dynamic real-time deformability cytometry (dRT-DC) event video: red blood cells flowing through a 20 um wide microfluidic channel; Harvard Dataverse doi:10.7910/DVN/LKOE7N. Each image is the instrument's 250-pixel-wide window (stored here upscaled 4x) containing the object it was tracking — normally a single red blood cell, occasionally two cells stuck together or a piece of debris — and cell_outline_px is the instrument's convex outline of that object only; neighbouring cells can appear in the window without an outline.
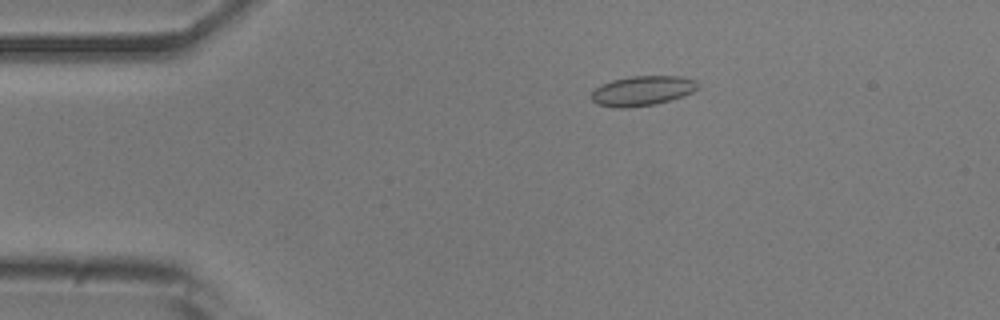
{"species": "common noctule bat (a hibernating species)", "species_latin": "Nyctalus noctula", "temperature_condition": "room temperature", "stored_images_in_passage": 48, "camera_frame_rate_fps": 3000, "um_per_image_px": 0.085, "animal": {"sex": "male", "body_mass_g": 20.5, "forearm_length_mm": 52.5}, "frame": {"image": 1, "passage_image": 5, "time_ms": 1.333, "image_size_px": [1000, 320], "cell_outline_px": [[700, 88], [684, 96], [672, 100], [656, 104], [628, 108], [612, 108], [596, 104], [592, 100], [592, 92], [600, 84], [612, 80], [632, 76], [684, 76], [696, 80], [700, 84]], "centroid_in_image_um": [54.63, 7.72], "position_along_channel_um": 30.4, "area_um2": 18.9}}
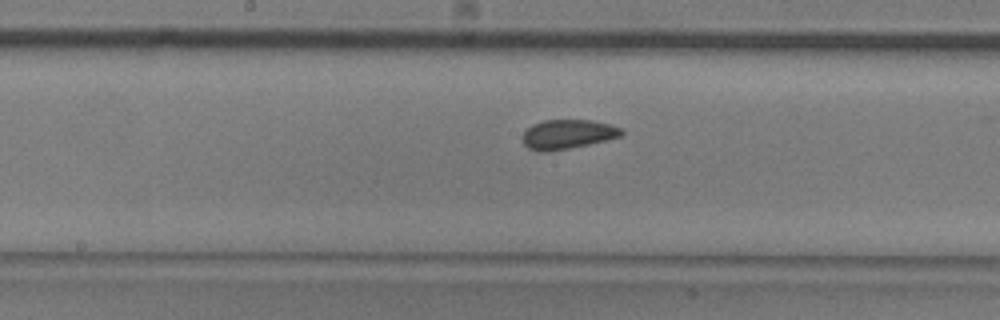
{"frame": {"image": 2, "passage_image": 22, "time_ms": 7.0, "image_size_px": [1000, 320], "cell_outline_px": [[624, 136], [608, 140], [548, 152], [536, 152], [528, 148], [520, 140], [520, 136], [532, 124], [544, 120], [592, 120], [624, 128]], "centroid_in_image_um": [48.24, 11.42], "position_along_channel_um": 200.0, "area_um2": 17.28}}
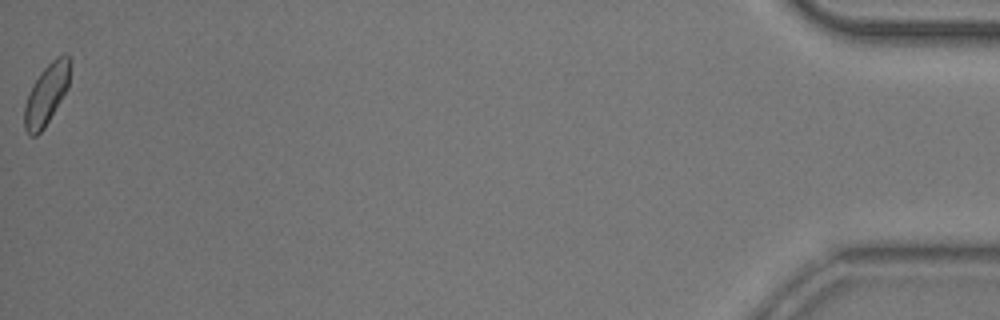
{"frame": {"image": 3, "passage_image": 48, "time_ms": 15.667, "image_size_px": [1000, 320], "cell_outline_px": [[68, 88], [44, 128], [36, 136], [28, 136], [24, 128], [24, 104], [28, 92], [32, 84], [44, 68], [56, 56], [64, 52], [68, 52]], "centroid_in_image_um": [3.9, 8.04], "position_along_channel_um": 431.3, "area_um2": 16.07}, "authors_computed_cell_mechanics": {"area_um2": 16.9932, "velocity_mm_per_s": 3.8321, "shape_relaxation_time_tau1_ms": null, "shape_relaxation_time_tau2_ms": 1.1532, "deformation_change_tau1": null, "deformation_change_tau2": 0.0512}}